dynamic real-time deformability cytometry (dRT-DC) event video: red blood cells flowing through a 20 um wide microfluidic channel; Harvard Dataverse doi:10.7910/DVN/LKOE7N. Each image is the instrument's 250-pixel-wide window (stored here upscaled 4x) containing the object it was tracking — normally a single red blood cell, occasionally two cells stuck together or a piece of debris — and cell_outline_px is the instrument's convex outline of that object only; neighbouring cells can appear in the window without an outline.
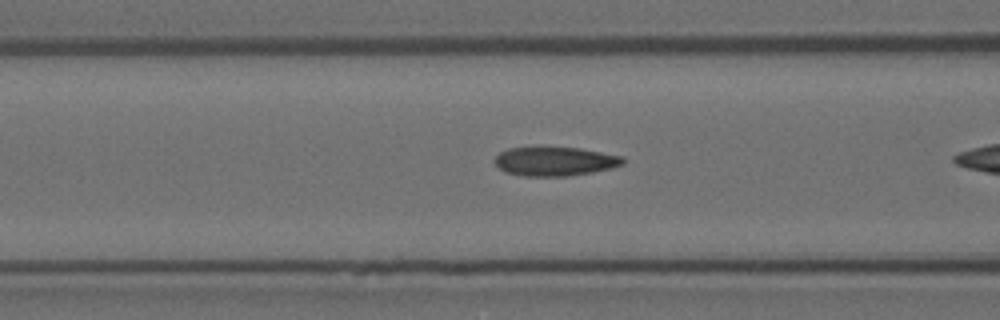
{"species": "Egyptian fruit bat (a non-hibernating species)", "species_latin": "Rousettus aegyptiacus", "temperature_condition": "room temperature", "stored_images_in_passage": 9, "camera_frame_rate_fps": 3000, "um_per_image_px": 0.085, "animal": {"sex": "female"}, "frame": {"image": 1, "passage_image": 7, "time_ms": 2.0, "image_size_px": [1000, 320], "cell_outline_px": [[624, 164], [612, 168], [592, 172], [568, 176], [524, 176], [504, 172], [496, 164], [496, 156], [500, 152], [508, 148], [580, 148], [624, 156]], "centroid_in_image_um": [47.21, 13.72], "position_along_channel_um": 119.4, "area_um2": 21.5}}